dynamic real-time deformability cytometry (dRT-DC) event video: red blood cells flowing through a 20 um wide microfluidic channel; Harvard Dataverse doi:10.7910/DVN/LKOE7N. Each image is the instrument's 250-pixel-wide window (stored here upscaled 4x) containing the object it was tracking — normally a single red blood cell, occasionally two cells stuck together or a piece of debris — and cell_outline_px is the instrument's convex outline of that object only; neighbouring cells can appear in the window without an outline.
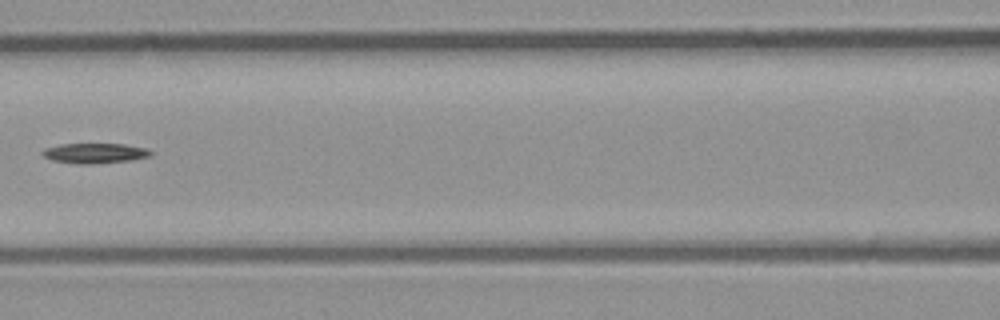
{"species": "common noctule bat (a hibernating species)", "species_latin": "Nyctalus noctula", "temperature_condition": "room temperature", "stored_images_in_passage": 7, "camera_frame_rate_fps": 3000, "um_per_image_px": 0.085, "animal": {"sex": "male", "body_mass_g": 23.1, "forearm_length_mm": 52.7}, "frame": {"image": 1, "passage_image": 6, "time_ms": 1.667, "image_size_px": [1000, 320], "cell_outline_px": [[152, 156], [132, 160], [88, 164], [80, 164], [52, 160], [44, 156], [40, 152], [44, 148], [60, 144], [124, 144], [144, 148], [152, 152]], "centroid_in_image_um": [8.04, 13.02], "position_along_channel_um": 158.6, "area_um2": 12.6}}
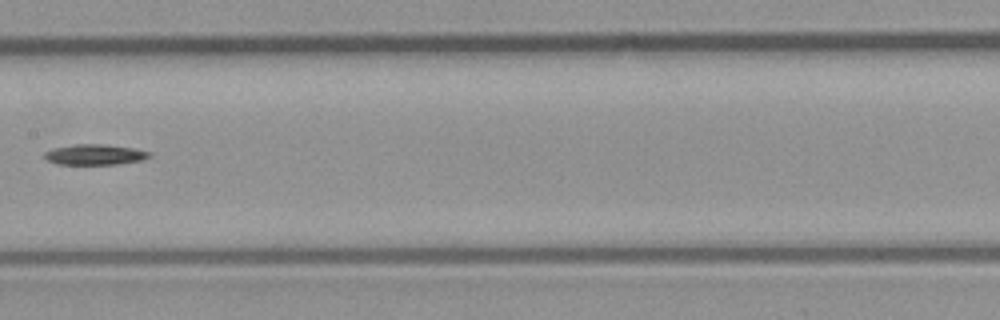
{"frame": {"image": 2, "passage_image": 7, "time_ms": 2.0, "image_size_px": [1000, 320], "cell_outline_px": [[152, 156], [140, 160], [116, 164], [56, 164], [48, 160], [44, 156], [44, 152], [52, 148], [76, 144], [100, 144], [132, 148], [152, 152]], "centroid_in_image_um": [8.04, 13.14], "position_along_channel_um": 199.4, "area_um2": 12.43}}